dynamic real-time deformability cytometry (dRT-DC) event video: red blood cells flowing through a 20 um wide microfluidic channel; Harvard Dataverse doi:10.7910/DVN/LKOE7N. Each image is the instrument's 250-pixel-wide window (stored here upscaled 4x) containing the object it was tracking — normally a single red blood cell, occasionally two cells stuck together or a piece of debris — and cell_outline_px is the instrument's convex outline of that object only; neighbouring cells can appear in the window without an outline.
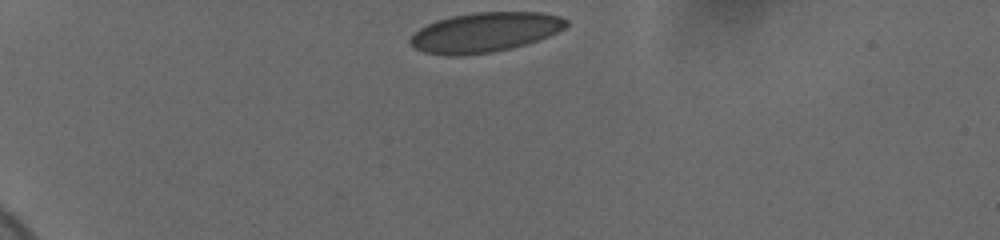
{"species": "human", "species_latin": "Homo sapiens", "temperature_condition": "cold", "stored_images_in_passage": 36, "camera_frame_rate_fps": 3000, "um_per_image_px": 0.085, "donor": {"sex": "female"}, "frame": {"image": 1, "passage_image": 1, "time_ms": 0.0, "image_size_px": [1000, 240], "cell_outline_px": [[568, 24], [564, 28], [548, 36], [512, 48], [492, 52], [456, 56], [448, 56], [424, 52], [416, 48], [408, 40], [412, 32], [436, 20], [452, 16], [472, 12], [540, 12], [560, 16], [568, 20]], "centroid_in_image_um": [41.19, 2.74], "position_along_channel_um": 43.8, "area_um2": 36.07}}
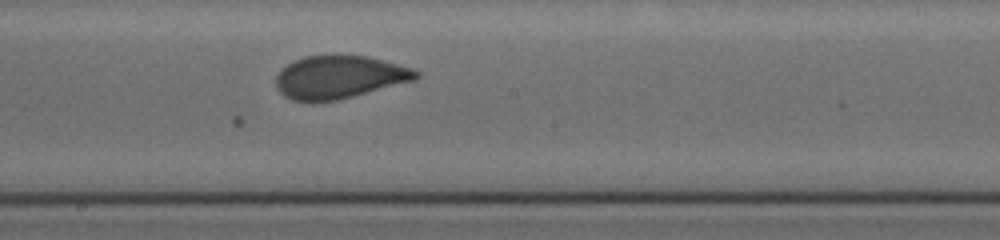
{"frame": {"image": 2, "passage_image": 20, "time_ms": 6.333, "image_size_px": [1000, 240], "cell_outline_px": [[420, 76], [416, 80], [336, 100], [312, 104], [292, 100], [284, 96], [276, 88], [276, 76], [280, 68], [292, 60], [304, 56], [368, 56], [412, 68], [420, 72]], "centroid_in_image_um": [28.79, 6.58], "position_along_channel_um": 219.4, "area_um2": 35.37}}
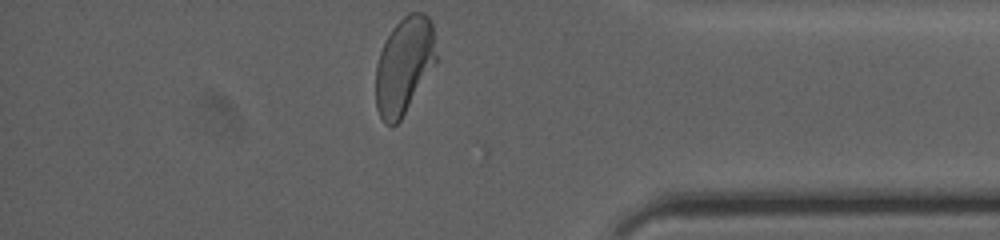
{"frame": {"image": 3, "passage_image": 36, "time_ms": 11.667, "image_size_px": [1000, 240], "cell_outline_px": [[436, 60], [400, 120], [392, 128], [384, 124], [376, 108], [376, 64], [380, 52], [392, 28], [408, 12], [424, 12], [432, 20], [436, 56]], "centroid_in_image_um": [34.33, 5.56], "position_along_channel_um": 400.9, "area_um2": 33.7}, "authors_computed_cell_mechanics": {"area_um2": 35.6915, "velocity_mm_per_s": 3.6871, "shape_relaxation_time_tau1_ms": 8.8959, "shape_relaxation_time_tau2_ms": null, "deformation_change_tau1": 0.1944, "deformation_change_tau2": null}}